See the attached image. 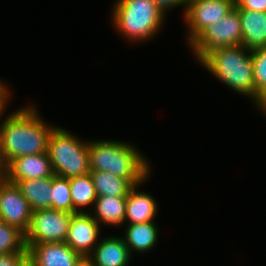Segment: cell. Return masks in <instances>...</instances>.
Masks as SVG:
<instances>
[{"mask_svg": "<svg viewBox=\"0 0 266 266\" xmlns=\"http://www.w3.org/2000/svg\"><path fill=\"white\" fill-rule=\"evenodd\" d=\"M237 11L241 23L242 45L251 51L266 46V12Z\"/></svg>", "mask_w": 266, "mask_h": 266, "instance_id": "14", "label": "cell"}, {"mask_svg": "<svg viewBox=\"0 0 266 266\" xmlns=\"http://www.w3.org/2000/svg\"><path fill=\"white\" fill-rule=\"evenodd\" d=\"M134 185L126 197L125 221L129 224L153 221L157 213V203L148 193L139 192Z\"/></svg>", "mask_w": 266, "mask_h": 266, "instance_id": "15", "label": "cell"}, {"mask_svg": "<svg viewBox=\"0 0 266 266\" xmlns=\"http://www.w3.org/2000/svg\"><path fill=\"white\" fill-rule=\"evenodd\" d=\"M156 227L154 221L127 225L123 240L130 254L133 251L145 253L155 246L158 238Z\"/></svg>", "mask_w": 266, "mask_h": 266, "instance_id": "17", "label": "cell"}, {"mask_svg": "<svg viewBox=\"0 0 266 266\" xmlns=\"http://www.w3.org/2000/svg\"><path fill=\"white\" fill-rule=\"evenodd\" d=\"M99 227V223L88 212L73 213L65 243L82 258H88L98 244Z\"/></svg>", "mask_w": 266, "mask_h": 266, "instance_id": "10", "label": "cell"}, {"mask_svg": "<svg viewBox=\"0 0 266 266\" xmlns=\"http://www.w3.org/2000/svg\"><path fill=\"white\" fill-rule=\"evenodd\" d=\"M90 171H107L127 179L133 186L149 176L150 166L131 144L113 140L89 142Z\"/></svg>", "mask_w": 266, "mask_h": 266, "instance_id": "2", "label": "cell"}, {"mask_svg": "<svg viewBox=\"0 0 266 266\" xmlns=\"http://www.w3.org/2000/svg\"><path fill=\"white\" fill-rule=\"evenodd\" d=\"M28 257L35 266H75L82 258L65 242L32 244Z\"/></svg>", "mask_w": 266, "mask_h": 266, "instance_id": "12", "label": "cell"}, {"mask_svg": "<svg viewBox=\"0 0 266 266\" xmlns=\"http://www.w3.org/2000/svg\"><path fill=\"white\" fill-rule=\"evenodd\" d=\"M47 153L55 176L72 178L90 173L89 142L62 128L51 131Z\"/></svg>", "mask_w": 266, "mask_h": 266, "instance_id": "5", "label": "cell"}, {"mask_svg": "<svg viewBox=\"0 0 266 266\" xmlns=\"http://www.w3.org/2000/svg\"><path fill=\"white\" fill-rule=\"evenodd\" d=\"M52 209L73 213L69 179L52 176Z\"/></svg>", "mask_w": 266, "mask_h": 266, "instance_id": "23", "label": "cell"}, {"mask_svg": "<svg viewBox=\"0 0 266 266\" xmlns=\"http://www.w3.org/2000/svg\"><path fill=\"white\" fill-rule=\"evenodd\" d=\"M73 213L84 212L83 207L92 205L97 199L96 189L89 174L69 178Z\"/></svg>", "mask_w": 266, "mask_h": 266, "instance_id": "20", "label": "cell"}, {"mask_svg": "<svg viewBox=\"0 0 266 266\" xmlns=\"http://www.w3.org/2000/svg\"><path fill=\"white\" fill-rule=\"evenodd\" d=\"M75 266H93L89 258H81Z\"/></svg>", "mask_w": 266, "mask_h": 266, "instance_id": "29", "label": "cell"}, {"mask_svg": "<svg viewBox=\"0 0 266 266\" xmlns=\"http://www.w3.org/2000/svg\"><path fill=\"white\" fill-rule=\"evenodd\" d=\"M28 252L25 233L19 228L0 221V254Z\"/></svg>", "mask_w": 266, "mask_h": 266, "instance_id": "22", "label": "cell"}, {"mask_svg": "<svg viewBox=\"0 0 266 266\" xmlns=\"http://www.w3.org/2000/svg\"><path fill=\"white\" fill-rule=\"evenodd\" d=\"M72 214L54 209L33 211L29 229L25 233L26 248L32 244L65 242Z\"/></svg>", "mask_w": 266, "mask_h": 266, "instance_id": "7", "label": "cell"}, {"mask_svg": "<svg viewBox=\"0 0 266 266\" xmlns=\"http://www.w3.org/2000/svg\"><path fill=\"white\" fill-rule=\"evenodd\" d=\"M16 185L21 190L32 211L52 209V176L19 180Z\"/></svg>", "mask_w": 266, "mask_h": 266, "instance_id": "16", "label": "cell"}, {"mask_svg": "<svg viewBox=\"0 0 266 266\" xmlns=\"http://www.w3.org/2000/svg\"><path fill=\"white\" fill-rule=\"evenodd\" d=\"M34 106L16 110L0 125V151L7 165L24 155L47 152L51 131Z\"/></svg>", "mask_w": 266, "mask_h": 266, "instance_id": "1", "label": "cell"}, {"mask_svg": "<svg viewBox=\"0 0 266 266\" xmlns=\"http://www.w3.org/2000/svg\"><path fill=\"white\" fill-rule=\"evenodd\" d=\"M19 266H35L34 262L27 256Z\"/></svg>", "mask_w": 266, "mask_h": 266, "instance_id": "30", "label": "cell"}, {"mask_svg": "<svg viewBox=\"0 0 266 266\" xmlns=\"http://www.w3.org/2000/svg\"><path fill=\"white\" fill-rule=\"evenodd\" d=\"M236 10L266 12V0H235Z\"/></svg>", "mask_w": 266, "mask_h": 266, "instance_id": "24", "label": "cell"}, {"mask_svg": "<svg viewBox=\"0 0 266 266\" xmlns=\"http://www.w3.org/2000/svg\"><path fill=\"white\" fill-rule=\"evenodd\" d=\"M27 256L28 252L0 254V266H19Z\"/></svg>", "mask_w": 266, "mask_h": 266, "instance_id": "25", "label": "cell"}, {"mask_svg": "<svg viewBox=\"0 0 266 266\" xmlns=\"http://www.w3.org/2000/svg\"><path fill=\"white\" fill-rule=\"evenodd\" d=\"M98 196L127 197L133 185L122 177L107 171H90Z\"/></svg>", "mask_w": 266, "mask_h": 266, "instance_id": "19", "label": "cell"}, {"mask_svg": "<svg viewBox=\"0 0 266 266\" xmlns=\"http://www.w3.org/2000/svg\"><path fill=\"white\" fill-rule=\"evenodd\" d=\"M7 163L0 151V184L7 181Z\"/></svg>", "mask_w": 266, "mask_h": 266, "instance_id": "27", "label": "cell"}, {"mask_svg": "<svg viewBox=\"0 0 266 266\" xmlns=\"http://www.w3.org/2000/svg\"><path fill=\"white\" fill-rule=\"evenodd\" d=\"M51 176L54 172L47 152L18 157L7 166V181L14 184L19 180Z\"/></svg>", "mask_w": 266, "mask_h": 266, "instance_id": "11", "label": "cell"}, {"mask_svg": "<svg viewBox=\"0 0 266 266\" xmlns=\"http://www.w3.org/2000/svg\"><path fill=\"white\" fill-rule=\"evenodd\" d=\"M94 219L108 225L125 223L126 197L98 196L94 203Z\"/></svg>", "mask_w": 266, "mask_h": 266, "instance_id": "18", "label": "cell"}, {"mask_svg": "<svg viewBox=\"0 0 266 266\" xmlns=\"http://www.w3.org/2000/svg\"><path fill=\"white\" fill-rule=\"evenodd\" d=\"M199 62L219 81L238 93L252 97L255 101L251 50L243 45L217 47L206 53Z\"/></svg>", "mask_w": 266, "mask_h": 266, "instance_id": "3", "label": "cell"}, {"mask_svg": "<svg viewBox=\"0 0 266 266\" xmlns=\"http://www.w3.org/2000/svg\"><path fill=\"white\" fill-rule=\"evenodd\" d=\"M255 81V102L266 115V46L252 50Z\"/></svg>", "mask_w": 266, "mask_h": 266, "instance_id": "21", "label": "cell"}, {"mask_svg": "<svg viewBox=\"0 0 266 266\" xmlns=\"http://www.w3.org/2000/svg\"><path fill=\"white\" fill-rule=\"evenodd\" d=\"M6 88V85L0 82V93Z\"/></svg>", "mask_w": 266, "mask_h": 266, "instance_id": "31", "label": "cell"}, {"mask_svg": "<svg viewBox=\"0 0 266 266\" xmlns=\"http://www.w3.org/2000/svg\"><path fill=\"white\" fill-rule=\"evenodd\" d=\"M10 96V93L7 89V87L0 93V116L3 115V111L5 109V104H8L7 98Z\"/></svg>", "mask_w": 266, "mask_h": 266, "instance_id": "28", "label": "cell"}, {"mask_svg": "<svg viewBox=\"0 0 266 266\" xmlns=\"http://www.w3.org/2000/svg\"><path fill=\"white\" fill-rule=\"evenodd\" d=\"M235 7V0H188L184 8L188 24V44L205 28L228 15Z\"/></svg>", "mask_w": 266, "mask_h": 266, "instance_id": "8", "label": "cell"}, {"mask_svg": "<svg viewBox=\"0 0 266 266\" xmlns=\"http://www.w3.org/2000/svg\"><path fill=\"white\" fill-rule=\"evenodd\" d=\"M32 212L16 184L9 181L1 183L0 221L11 224L26 233L31 223Z\"/></svg>", "mask_w": 266, "mask_h": 266, "instance_id": "9", "label": "cell"}, {"mask_svg": "<svg viewBox=\"0 0 266 266\" xmlns=\"http://www.w3.org/2000/svg\"><path fill=\"white\" fill-rule=\"evenodd\" d=\"M154 1L165 13L168 10V8L172 9L176 6L185 5L188 0H152Z\"/></svg>", "mask_w": 266, "mask_h": 266, "instance_id": "26", "label": "cell"}, {"mask_svg": "<svg viewBox=\"0 0 266 266\" xmlns=\"http://www.w3.org/2000/svg\"><path fill=\"white\" fill-rule=\"evenodd\" d=\"M166 13L152 0H118L113 24L128 39L145 41L160 30Z\"/></svg>", "mask_w": 266, "mask_h": 266, "instance_id": "4", "label": "cell"}, {"mask_svg": "<svg viewBox=\"0 0 266 266\" xmlns=\"http://www.w3.org/2000/svg\"><path fill=\"white\" fill-rule=\"evenodd\" d=\"M238 45H242V31L239 13L235 8L222 20L205 28L189 44L198 61L214 48Z\"/></svg>", "mask_w": 266, "mask_h": 266, "instance_id": "6", "label": "cell"}, {"mask_svg": "<svg viewBox=\"0 0 266 266\" xmlns=\"http://www.w3.org/2000/svg\"><path fill=\"white\" fill-rule=\"evenodd\" d=\"M88 257L93 266H127L131 255L123 238L109 237L100 240Z\"/></svg>", "mask_w": 266, "mask_h": 266, "instance_id": "13", "label": "cell"}]
</instances>
